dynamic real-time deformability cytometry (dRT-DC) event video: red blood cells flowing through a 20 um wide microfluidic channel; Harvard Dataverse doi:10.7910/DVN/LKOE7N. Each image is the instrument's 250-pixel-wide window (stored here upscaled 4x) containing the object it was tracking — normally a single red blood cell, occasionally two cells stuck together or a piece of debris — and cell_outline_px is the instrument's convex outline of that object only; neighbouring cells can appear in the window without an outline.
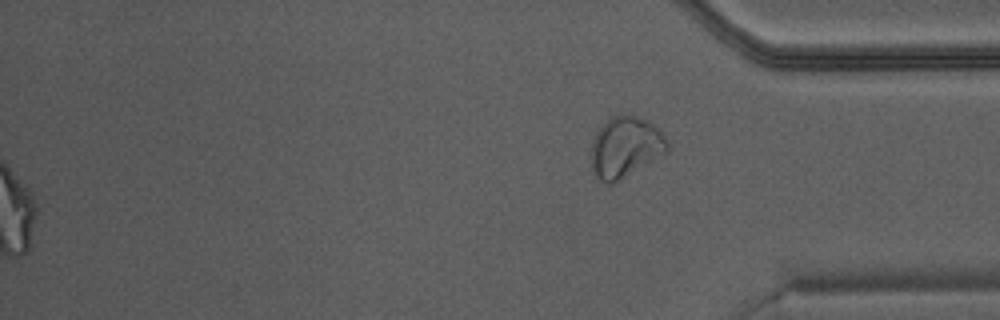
{"species": "Egyptian fruit bat (a non-hibernating species)", "species_latin": "Rousettus aegyptiacus", "temperature_condition": "warm", "stored_images_in_passage": 50, "camera_frame_rate_fps": 3000, "um_per_image_px": 0.085, "animal": {"sex": "male"}, "frame": {"image": 1, "passage_image": 50, "time_ms": 16.333, "image_size_px": [1000, 320], "cell_outline_px": [[668, 152], [620, 180], [612, 184], [608, 184], [596, 180], [592, 168], [592, 140], [596, 132], [608, 116], [620, 112], [628, 112], [652, 124], [668, 140]], "centroid_in_image_um": [53.13, 12.48], "position_along_channel_um": 382.1, "area_um2": 27.46}}